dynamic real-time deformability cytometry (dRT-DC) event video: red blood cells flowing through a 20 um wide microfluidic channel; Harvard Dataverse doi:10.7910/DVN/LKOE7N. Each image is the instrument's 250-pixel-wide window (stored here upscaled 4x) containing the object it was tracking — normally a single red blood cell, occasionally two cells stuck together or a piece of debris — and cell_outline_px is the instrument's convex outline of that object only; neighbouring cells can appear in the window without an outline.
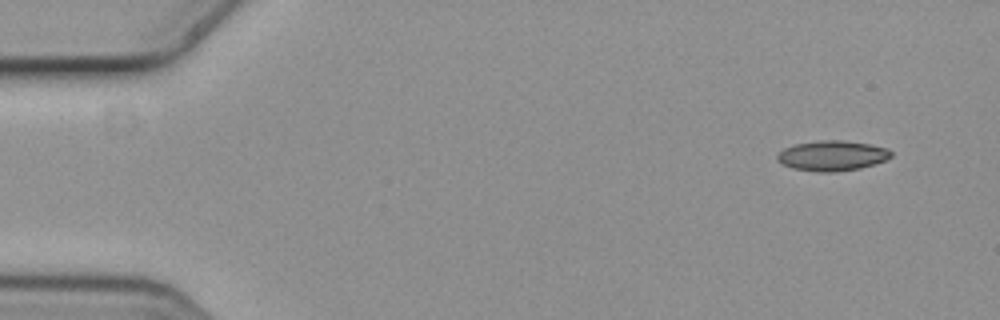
{"species": "common noctule bat (a hibernating species)", "species_latin": "Nyctalus noctula", "temperature_condition": "cold", "stored_images_in_passage": 4, "camera_frame_rate_fps": 3000, "um_per_image_px": 0.085, "animal": {"sex": "female", "body_mass_g": 19.3, "forearm_length_mm": 54.1}, "frame": {"image": 1, "passage_image": 1, "time_ms": 0.0, "image_size_px": [1000, 320], "cell_outline_px": [[892, 156], [884, 160], [860, 168], [836, 172], [816, 172], [792, 168], [776, 160], [776, 156], [784, 148], [796, 144], [820, 140], [844, 140], [868, 144], [888, 148], [892, 152]], "centroid_in_image_um": [70.72, 13.23], "position_along_channel_um": 14.3, "area_um2": 19.94}}
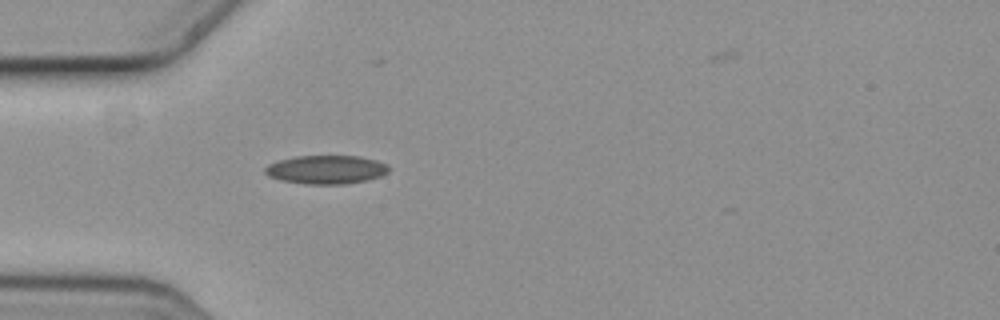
{"frame": {"image": 2, "passage_image": 4, "time_ms": 1.0, "image_size_px": [1000, 320], "cell_outline_px": [[388, 172], [380, 176], [364, 180], [344, 184], [308, 184], [280, 180], [268, 176], [264, 172], [264, 168], [268, 164], [280, 160], [296, 156], [360, 156], [376, 160], [388, 164]], "centroid_in_image_um": [27.7, 14.41], "position_along_channel_um": 57.3, "area_um2": 20.52}}